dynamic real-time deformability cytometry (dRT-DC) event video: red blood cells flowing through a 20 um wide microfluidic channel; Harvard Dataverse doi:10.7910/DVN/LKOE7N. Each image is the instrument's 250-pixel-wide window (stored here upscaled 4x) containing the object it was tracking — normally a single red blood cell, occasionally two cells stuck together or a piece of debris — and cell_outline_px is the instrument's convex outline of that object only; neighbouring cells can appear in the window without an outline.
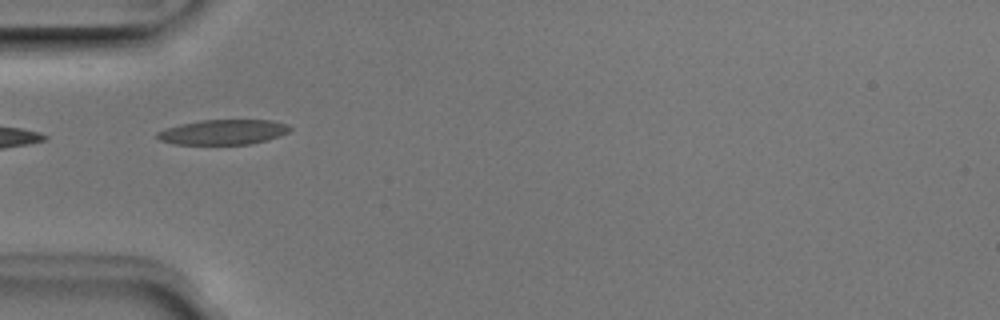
{"species": "Egyptian fruit bat (a non-hibernating species)", "species_latin": "Rousettus aegyptiacus", "temperature_condition": "room temperature", "stored_images_in_passage": 8, "camera_frame_rate_fps": 3000, "um_per_image_px": 0.085, "animal": {"sex": "male"}, "frame": {"image": 1, "passage_image": 4, "time_ms": 1.0, "image_size_px": [1000, 320], "cell_outline_px": [[292, 128], [288, 132], [280, 136], [268, 140], [248, 144], [172, 144], [160, 140], [156, 136], [156, 132], [164, 128], [180, 124], [200, 120], [272, 120], [288, 124]], "centroid_in_image_um": [18.96, 11.22], "position_along_channel_um": 66.0, "area_um2": 19.48}}
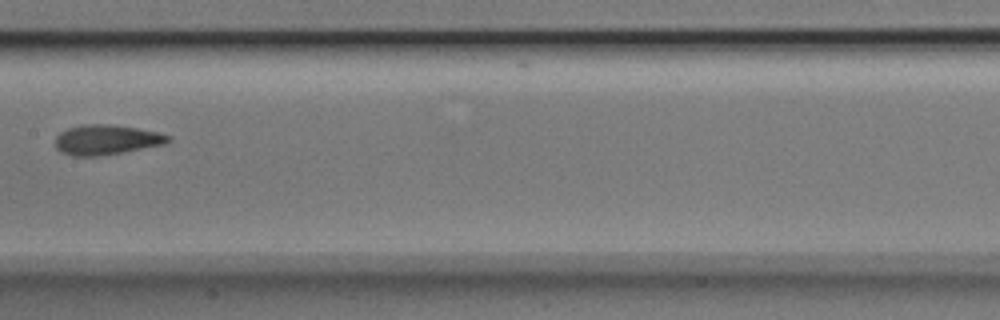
{"frame": {"image": 2, "passage_image": 7, "time_ms": 2.0, "image_size_px": [1000, 320], "cell_outline_px": [[172, 140], [164, 144], [120, 152], [96, 156], [72, 156], [60, 152], [56, 148], [56, 136], [60, 132], [68, 128], [84, 124], [104, 124], [136, 128], [156, 132], [172, 136]], "centroid_in_image_um": [9.01, 11.88], "position_along_channel_um": 198.4, "area_um2": 19.42}}
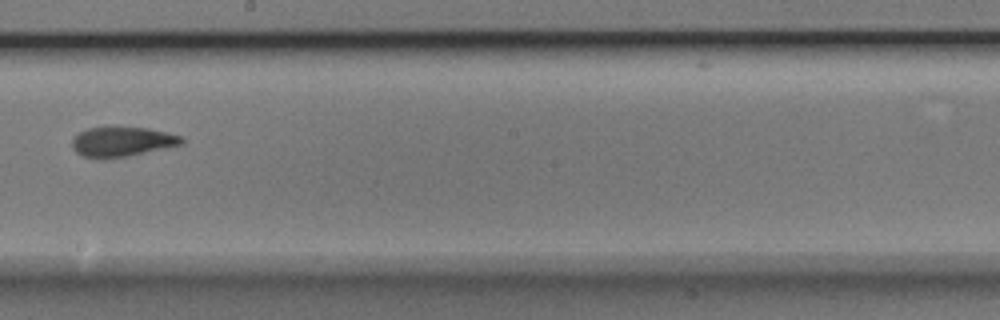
{"frame": {"image": 3, "passage_image": 8, "time_ms": 2.333, "image_size_px": [1000, 320], "cell_outline_px": [[184, 144], [128, 156], [104, 160], [100, 160], [84, 156], [76, 152], [72, 148], [72, 140], [80, 132], [88, 128], [148, 128], [184, 136]], "centroid_in_image_um": [10.4, 12.07], "position_along_channel_um": 237.8, "area_um2": 19.02}}